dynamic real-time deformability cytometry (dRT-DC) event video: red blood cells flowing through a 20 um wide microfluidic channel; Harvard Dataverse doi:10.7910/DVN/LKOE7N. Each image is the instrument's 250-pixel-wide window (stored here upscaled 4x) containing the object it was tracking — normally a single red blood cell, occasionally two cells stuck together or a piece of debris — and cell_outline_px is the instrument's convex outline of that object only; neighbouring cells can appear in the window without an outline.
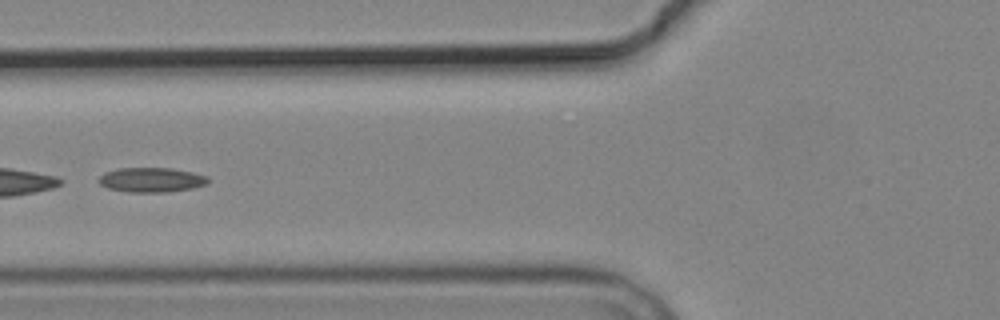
{"species": "common noctule bat (a hibernating species)", "species_latin": "Nyctalus noctula", "temperature_condition": "cold", "stored_images_in_passage": 8, "camera_frame_rate_fps": 3000, "um_per_image_px": 0.085, "animal": {"sex": "male", "body_mass_g": 19.2, "forearm_length_mm": 51.8}, "frame": {"image": 1, "passage_image": 5, "time_ms": 4.667, "image_size_px": [1000, 320], "cell_outline_px": [[208, 184], [192, 188], [168, 192], [128, 192], [108, 188], [100, 184], [96, 180], [104, 172], [120, 168], [172, 168], [192, 172], [208, 176]], "centroid_in_image_um": [12.86, 15.29], "position_along_channel_um": 112.9, "area_um2": 15.78}}
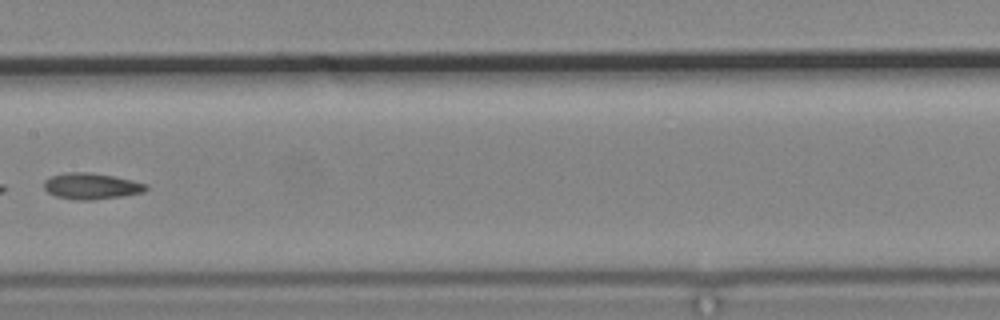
{"frame": {"image": 2, "passage_image": 7, "time_ms": 7.0, "image_size_px": [1000, 320], "cell_outline_px": [[148, 188], [144, 192], [120, 196], [92, 200], [76, 200], [56, 196], [48, 192], [44, 188], [44, 180], [48, 176], [68, 172], [88, 172], [112, 176], [132, 180], [148, 184]], "centroid_in_image_um": [7.74, 15.81], "position_along_channel_um": 199.7, "area_um2": 15.55}}
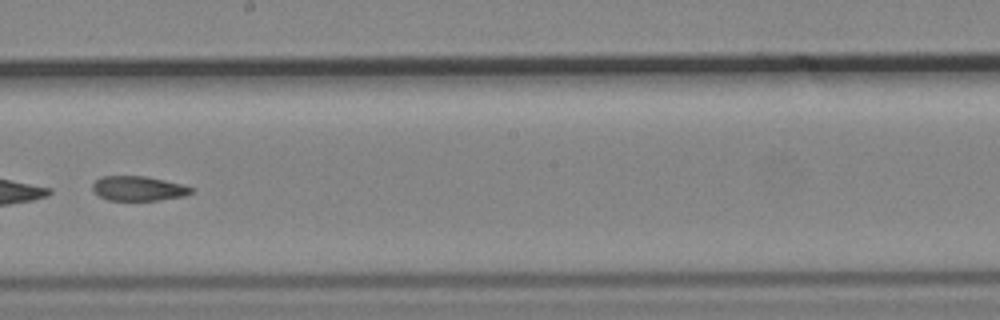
{"frame": {"image": 3, "passage_image": 8, "time_ms": 8.0, "image_size_px": [1000, 320], "cell_outline_px": [[196, 188], [192, 192], [184, 196], [156, 200], [108, 200], [92, 192], [92, 184], [100, 176], [144, 176], [184, 184]], "centroid_in_image_um": [11.76, 16.01], "position_along_channel_um": 236.4, "area_um2": 14.28}}